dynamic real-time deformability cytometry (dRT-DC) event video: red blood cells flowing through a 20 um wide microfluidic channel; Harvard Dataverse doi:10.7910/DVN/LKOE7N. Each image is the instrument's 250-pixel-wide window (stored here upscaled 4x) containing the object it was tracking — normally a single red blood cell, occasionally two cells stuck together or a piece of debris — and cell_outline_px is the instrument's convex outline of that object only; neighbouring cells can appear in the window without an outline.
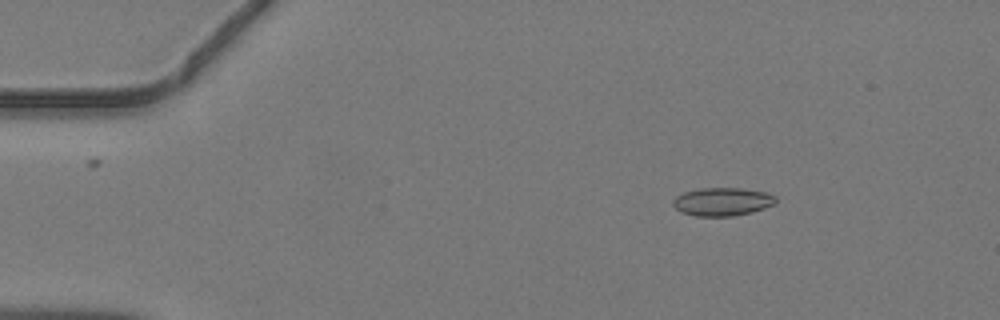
{"species": "common noctule bat (a hibernating species)", "species_latin": "Nyctalus noctula", "temperature_condition": "warm", "stored_images_in_passage": 47, "camera_frame_rate_fps": 3000, "um_per_image_px": 0.085, "animal": {"sex": "male", "body_mass_g": 19.2, "forearm_length_mm": 51.8}, "frame": {"image": 1, "passage_image": 8, "time_ms": 2.333, "image_size_px": [1000, 320], "cell_outline_px": [[776, 204], [752, 212], [732, 216], [696, 216], [680, 212], [672, 204], [672, 200], [676, 196], [684, 192], [700, 188], [740, 188], [764, 192], [776, 196]], "centroid_in_image_um": [61.39, 17.14], "position_along_channel_um": 23.6, "area_um2": 16.94}}
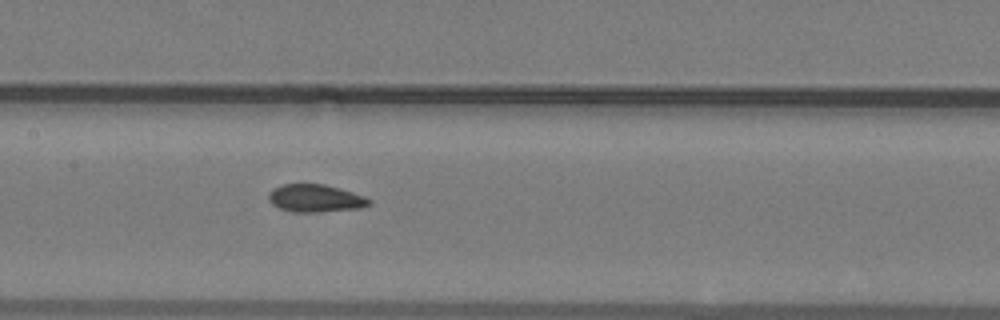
{"frame": {"image": 2, "passage_image": 24, "time_ms": 7.667, "image_size_px": [1000, 320], "cell_outline_px": [[372, 204], [360, 208], [316, 212], [296, 212], [280, 208], [272, 204], [268, 200], [268, 192], [272, 188], [280, 184], [324, 184], [340, 188], [364, 196], [372, 200]], "centroid_in_image_um": [26.79, 16.84], "position_along_channel_um": 180.6, "area_um2": 16.3}}
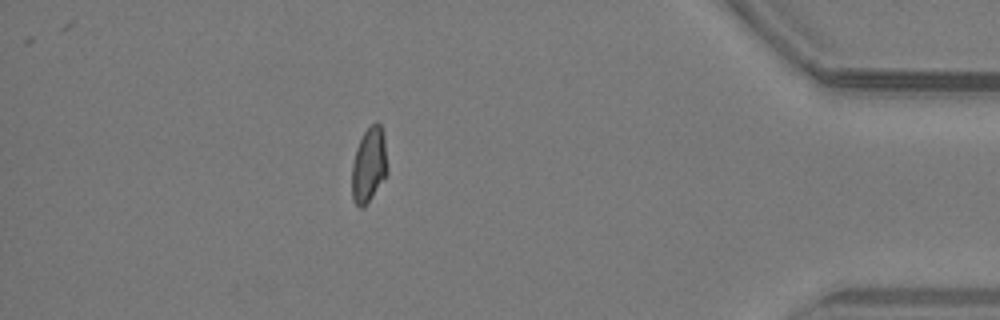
{"frame": {"image": 3, "passage_image": 42, "time_ms": 13.667, "image_size_px": [1000, 320], "cell_outline_px": [[388, 172], [384, 180], [364, 208], [360, 208], [352, 200], [352, 164], [356, 148], [364, 132], [376, 120], [380, 124], [384, 132], [388, 168]], "centroid_in_image_um": [31.38, 14.03], "position_along_channel_um": 403.8, "area_um2": 15.84}}